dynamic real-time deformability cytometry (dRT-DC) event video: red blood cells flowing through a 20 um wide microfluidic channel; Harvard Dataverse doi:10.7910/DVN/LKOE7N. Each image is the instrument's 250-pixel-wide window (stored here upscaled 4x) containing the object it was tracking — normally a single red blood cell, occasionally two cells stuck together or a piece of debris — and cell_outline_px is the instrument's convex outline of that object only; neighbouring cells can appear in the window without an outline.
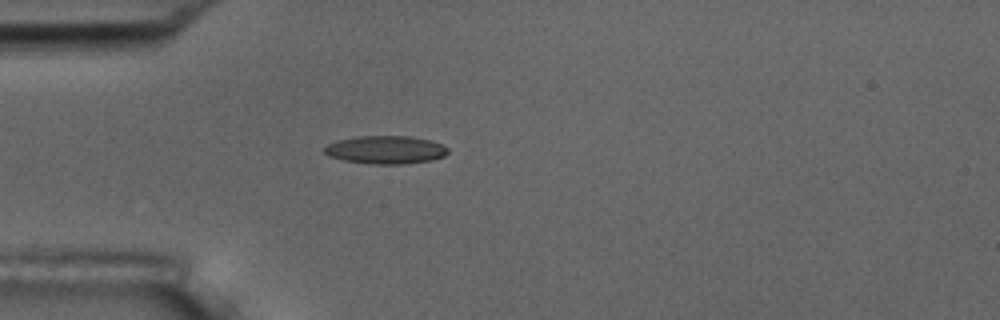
{"species": "common noctule bat (a hibernating species)", "species_latin": "Nyctalus noctula", "temperature_condition": "room temperature", "stored_images_in_passage": 1, "camera_frame_rate_fps": 3000, "um_per_image_px": 0.085, "animal": {"sex": "male", "body_mass_g": 17.5, "forearm_length_mm": 52.3}, "frame": {"image": 1, "passage_image": 1, "time_ms": 0.0, "image_size_px": [1000, 320], "cell_outline_px": [[448, 152], [444, 156], [432, 160], [408, 164], [372, 164], [344, 160], [328, 156], [324, 152], [324, 148], [328, 144], [336, 140], [360, 136], [412, 136], [432, 140], [448, 148]], "centroid_in_image_um": [32.79, 12.73], "position_along_channel_um": 52.2, "area_um2": 20.35}}